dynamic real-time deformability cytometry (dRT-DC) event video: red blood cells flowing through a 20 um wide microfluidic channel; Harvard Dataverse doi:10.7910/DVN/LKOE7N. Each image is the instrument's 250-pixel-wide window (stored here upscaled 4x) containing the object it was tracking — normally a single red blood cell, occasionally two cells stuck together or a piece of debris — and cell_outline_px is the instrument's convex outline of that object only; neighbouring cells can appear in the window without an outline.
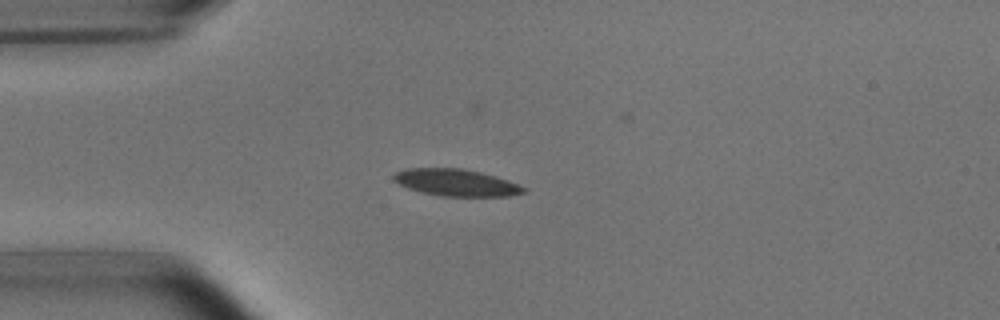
{"species": "common noctule bat (a hibernating species)", "species_latin": "Nyctalus noctula", "temperature_condition": "room temperature", "stored_images_in_passage": 4, "camera_frame_rate_fps": 3000, "um_per_image_px": 0.085, "animal": {"sex": "male", "body_mass_g": 15.6}, "frame": {"image": 1, "passage_image": 3, "time_ms": 2.333, "image_size_px": [1000, 320], "cell_outline_px": [[528, 188], [524, 192], [508, 196], [440, 196], [420, 192], [408, 188], [392, 180], [392, 176], [396, 172], [408, 168], [460, 168], [480, 172], [508, 180]], "centroid_in_image_um": [38.75, 15.52], "position_along_channel_um": 46.2, "area_um2": 20.35}}